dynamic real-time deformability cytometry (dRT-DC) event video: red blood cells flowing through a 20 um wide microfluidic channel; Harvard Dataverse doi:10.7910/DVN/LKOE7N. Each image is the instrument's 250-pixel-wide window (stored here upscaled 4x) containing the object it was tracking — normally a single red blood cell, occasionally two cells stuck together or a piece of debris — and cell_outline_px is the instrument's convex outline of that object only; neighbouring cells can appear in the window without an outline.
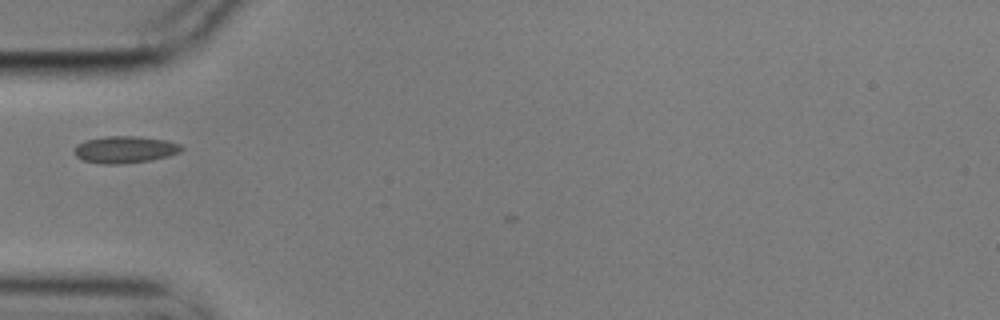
{"species": "common noctule bat (a hibernating species)", "species_latin": "Nyctalus noctula", "temperature_condition": "cold", "stored_images_in_passage": 1, "camera_frame_rate_fps": 3000, "um_per_image_px": 0.085, "animal": {"sex": "male", "body_mass_g": 17.9}, "frame": {"image": 1, "passage_image": 1, "time_ms": 0.0, "image_size_px": [1000, 320], "cell_outline_px": [[184, 148], [180, 152], [168, 156], [152, 160], [120, 164], [104, 164], [84, 160], [76, 156], [76, 144], [84, 140], [104, 136], [140, 136], [168, 140], [180, 144]], "centroid_in_image_um": [10.66, 12.7], "position_along_channel_um": 74.3, "area_um2": 16.94}}